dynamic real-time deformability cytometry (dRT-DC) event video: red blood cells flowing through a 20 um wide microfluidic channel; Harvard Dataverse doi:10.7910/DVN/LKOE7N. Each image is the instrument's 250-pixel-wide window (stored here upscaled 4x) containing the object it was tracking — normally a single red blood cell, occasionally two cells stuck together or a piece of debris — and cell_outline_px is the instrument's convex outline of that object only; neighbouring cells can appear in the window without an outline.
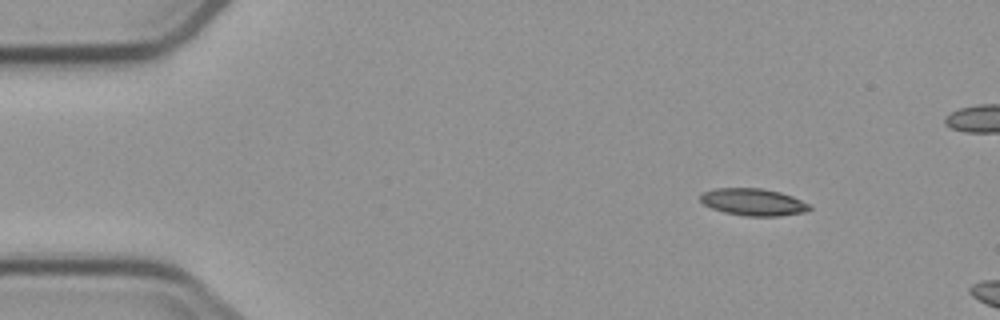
{"species": "common noctule bat (a hibernating species)", "species_latin": "Nyctalus noctula", "temperature_condition": "cold", "stored_images_in_passage": 3, "camera_frame_rate_fps": 3000, "um_per_image_px": 0.085, "animal": {"sex": "male", "body_mass_g": 23.1, "forearm_length_mm": 52.7}, "frame": {"image": 1, "passage_image": 1, "time_ms": 0.0, "image_size_px": [1000, 320], "cell_outline_px": [[812, 208], [808, 212], [780, 216], [744, 216], [724, 212], [712, 208], [704, 204], [700, 200], [700, 196], [704, 192], [716, 188], [760, 188], [780, 192], [792, 196], [812, 204]], "centroid_in_image_um": [64.09, 17.18], "position_along_channel_um": 20.9, "area_um2": 17.4}}